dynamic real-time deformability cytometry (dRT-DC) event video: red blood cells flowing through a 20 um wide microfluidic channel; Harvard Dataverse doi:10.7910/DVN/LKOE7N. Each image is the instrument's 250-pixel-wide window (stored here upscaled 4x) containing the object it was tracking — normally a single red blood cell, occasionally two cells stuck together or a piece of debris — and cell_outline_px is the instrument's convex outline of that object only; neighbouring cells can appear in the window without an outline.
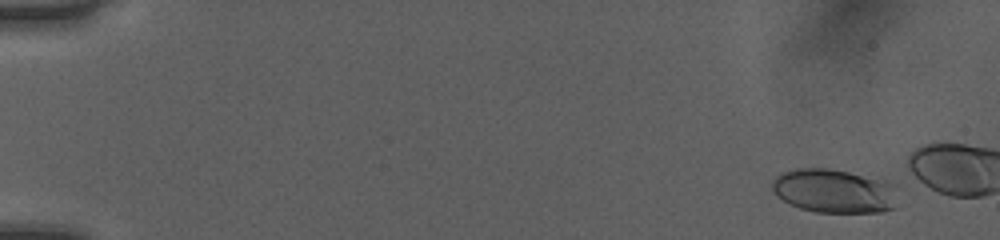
{"species": "human", "species_latin": "Homo sapiens", "temperature_condition": "room temperature", "stored_images_in_passage": 14, "camera_frame_rate_fps": 3000, "um_per_image_px": 0.085, "donor": {"sex": "female"}, "frame": {"image": 1, "passage_image": 1, "time_ms": 0.0, "image_size_px": [1000, 240], "cell_outline_px": [[896, 188], [892, 208], [880, 212], [816, 212], [800, 208], [784, 200], [772, 188], [772, 180], [780, 172], [796, 168], [828, 168], [888, 180], [896, 184]], "centroid_in_image_um": [70.9, 16.21], "position_along_channel_um": 14.1, "area_um2": 32.02}}